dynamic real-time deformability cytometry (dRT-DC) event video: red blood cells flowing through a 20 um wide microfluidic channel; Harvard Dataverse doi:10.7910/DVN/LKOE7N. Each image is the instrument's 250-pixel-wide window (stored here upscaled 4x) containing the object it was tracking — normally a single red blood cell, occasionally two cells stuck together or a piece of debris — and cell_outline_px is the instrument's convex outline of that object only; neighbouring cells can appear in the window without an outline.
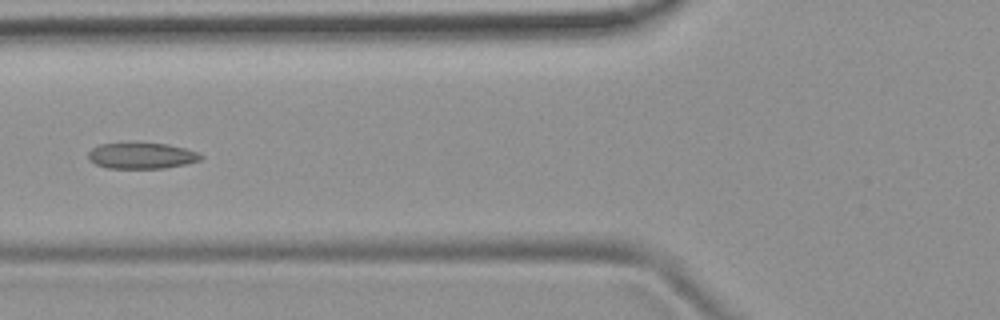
{"species": "common noctule bat (a hibernating species)", "species_latin": "Nyctalus noctula", "temperature_condition": "room temperature", "stored_images_in_passage": 6, "camera_frame_rate_fps": 3000, "um_per_image_px": 0.085, "animal": {"sex": "female", "body_mass_g": 19.9}, "frame": {"image": 1, "passage_image": 6, "time_ms": 6.0, "image_size_px": [1000, 320], "cell_outline_px": [[204, 156], [200, 160], [184, 164], [164, 168], [108, 168], [96, 164], [88, 160], [88, 152], [92, 148], [100, 144], [168, 144], [200, 152]], "centroid_in_image_um": [12.05, 13.25], "position_along_channel_um": 113.8, "area_um2": 16.82}}